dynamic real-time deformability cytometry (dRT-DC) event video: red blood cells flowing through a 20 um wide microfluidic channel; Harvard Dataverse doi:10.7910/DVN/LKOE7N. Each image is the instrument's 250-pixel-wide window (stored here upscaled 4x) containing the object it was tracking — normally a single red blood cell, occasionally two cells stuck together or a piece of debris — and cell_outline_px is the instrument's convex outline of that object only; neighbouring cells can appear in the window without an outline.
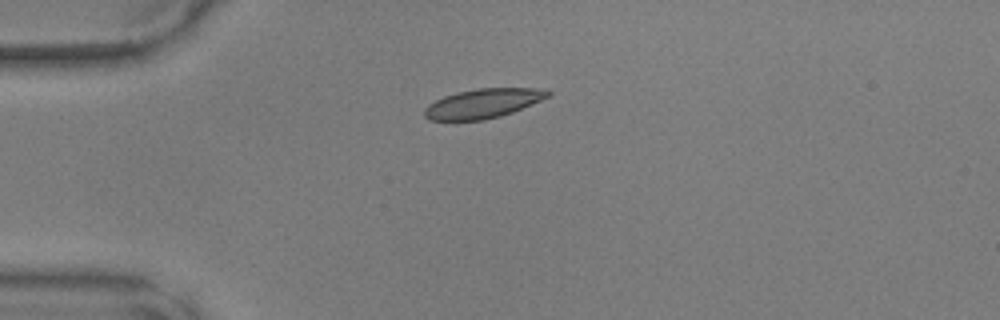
{"species": "common noctule bat (a hibernating species)", "species_latin": "Nyctalus noctula", "temperature_condition": "warm", "stored_images_in_passage": 37, "camera_frame_rate_fps": 3000, "um_per_image_px": 0.085, "animal": {"sex": "male", "body_mass_g": 17.9, "forearm_length_mm": 54.2}, "frame": {"image": 1, "passage_image": 1, "time_ms": 0.0, "image_size_px": [1000, 320], "cell_outline_px": [[552, 92], [548, 96], [540, 100], [512, 112], [500, 116], [484, 120], [428, 120], [424, 116], [424, 108], [428, 104], [444, 96], [476, 88], [544, 88]], "centroid_in_image_um": [41.04, 8.79], "position_along_channel_um": 44.0, "area_um2": 20.98}}
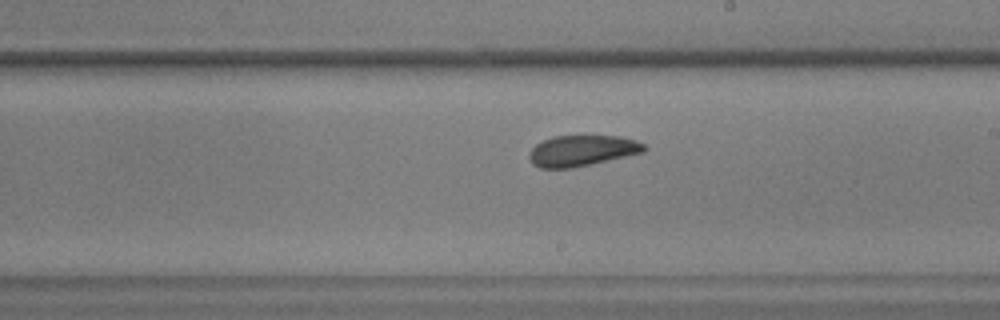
{"frame": {"image": 2, "passage_image": 17, "time_ms": 5.333, "image_size_px": [1000, 320], "cell_outline_px": [[648, 148], [644, 152], [592, 164], [572, 168], [540, 168], [532, 164], [528, 156], [528, 152], [536, 144], [552, 136], [620, 136], [636, 140], [644, 144]], "centroid_in_image_um": [49.46, 12.81], "position_along_channel_um": 239.5, "area_um2": 20.81}}
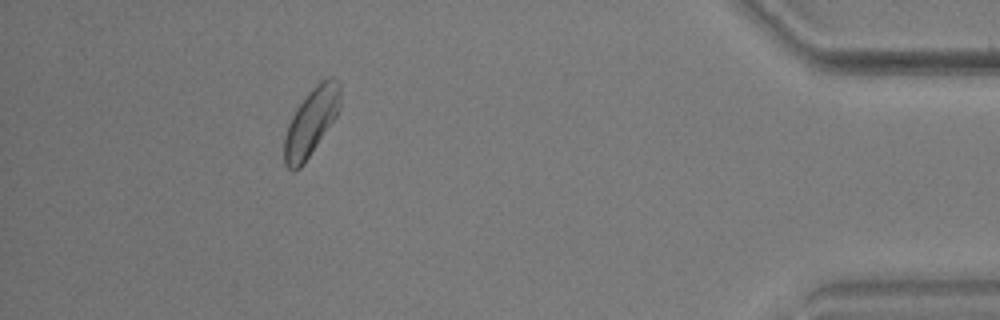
{"frame": {"image": 3, "passage_image": 33, "time_ms": 10.667, "image_size_px": [1000, 320], "cell_outline_px": [[340, 108], [336, 116], [304, 164], [300, 168], [292, 172], [284, 164], [284, 136], [288, 124], [296, 108], [308, 92], [320, 80], [328, 76], [332, 76], [340, 84]], "centroid_in_image_um": [26.43, 10.36], "position_along_channel_um": 408.8, "area_um2": 22.02}}